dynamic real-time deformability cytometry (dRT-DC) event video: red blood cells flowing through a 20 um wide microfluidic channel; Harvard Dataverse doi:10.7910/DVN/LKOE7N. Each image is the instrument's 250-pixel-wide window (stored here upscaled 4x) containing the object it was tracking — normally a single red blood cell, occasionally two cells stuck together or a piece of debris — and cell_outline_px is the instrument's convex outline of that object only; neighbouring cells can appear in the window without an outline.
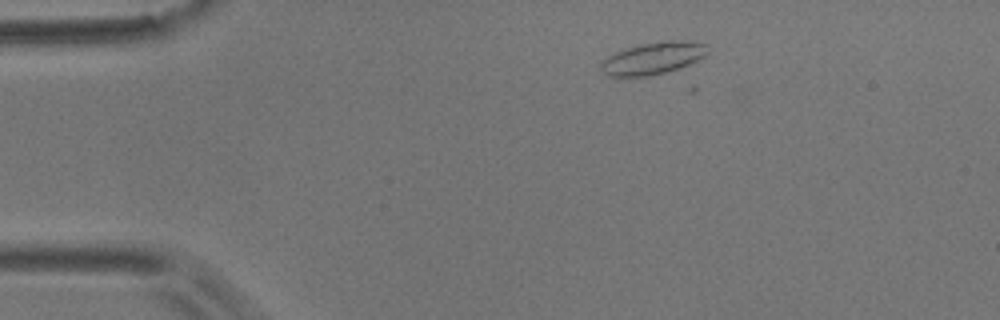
{"species": "common noctule bat (a hibernating species)", "species_latin": "Nyctalus noctula", "temperature_condition": "room temperature", "stored_images_in_passage": 3, "camera_frame_rate_fps": 3000, "um_per_image_px": 0.085, "animal": {"sex": "male", "body_mass_g": 17.9}, "frame": {"image": 1, "passage_image": 1, "time_ms": 0.0, "image_size_px": [1000, 320], "cell_outline_px": [[708, 52], [704, 56], [688, 64], [664, 72], [648, 76], [608, 76], [600, 68], [600, 60], [616, 52], [640, 44], [664, 40], [680, 40], [708, 44]], "centroid_in_image_um": [55.48, 4.93], "position_along_channel_um": 29.5, "area_um2": 19.77}}